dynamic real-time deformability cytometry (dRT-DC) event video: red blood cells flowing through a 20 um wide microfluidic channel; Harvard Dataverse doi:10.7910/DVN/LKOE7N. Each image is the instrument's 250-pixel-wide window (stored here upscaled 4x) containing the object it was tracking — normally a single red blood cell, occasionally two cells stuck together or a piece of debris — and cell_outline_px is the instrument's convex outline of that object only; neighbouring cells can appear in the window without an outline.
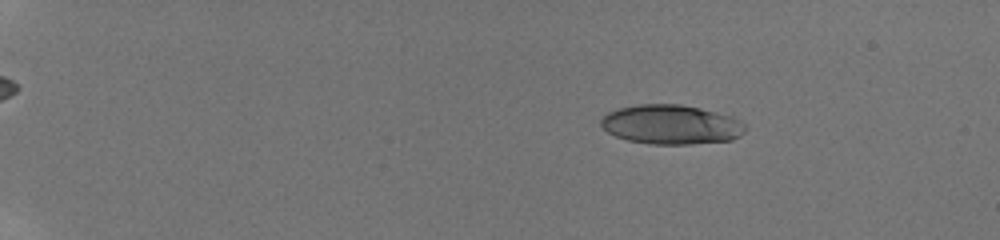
{"species": "human", "species_latin": "Homo sapiens", "temperature_condition": "room temperature", "stored_images_in_passage": 38, "camera_frame_rate_fps": 3000, "um_per_image_px": 0.085, "donor": {"sex": "male"}, "frame": {"image": 1, "passage_image": 11, "time_ms": 3.667, "image_size_px": [1000, 240], "cell_outline_px": [[748, 128], [740, 136], [732, 140], [692, 144], [652, 144], [628, 140], [616, 136], [608, 132], [600, 124], [600, 120], [608, 112], [620, 108], [636, 104], [680, 104], [700, 108], [732, 116], [740, 120]], "centroid_in_image_um": [57.08, 10.59], "position_along_channel_um": 27.9, "area_um2": 33.23}}
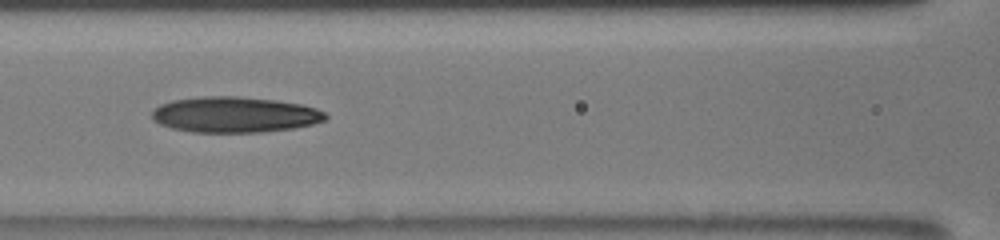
{"frame": {"image": 2, "passage_image": 22, "time_ms": 10.0, "image_size_px": [1000, 240], "cell_outline_px": [[328, 116], [324, 120], [312, 124], [292, 128], [260, 132], [192, 132], [172, 128], [160, 124], [152, 120], [152, 112], [160, 104], [172, 100], [204, 96], [236, 96], [276, 100], [300, 104], [316, 108], [324, 112]], "centroid_in_image_um": [19.93, 9.74], "position_along_channel_um": 146.7, "area_um2": 36.01}}
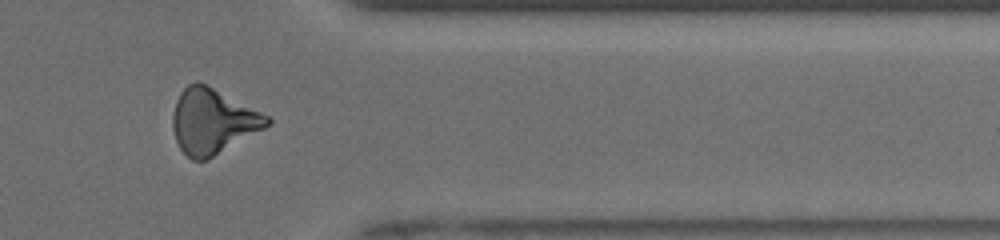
{"frame": {"image": 3, "passage_image": 35, "time_ms": 16.333, "image_size_px": [1000, 240], "cell_outline_px": [[272, 124], [208, 160], [192, 160], [180, 148], [176, 140], [172, 128], [172, 116], [176, 100], [180, 92], [188, 84], [196, 80], [200, 80], [208, 84], [268, 116], [272, 120]], "centroid_in_image_um": [18.07, 10.29], "position_along_channel_um": 393.3, "area_um2": 36.01}}